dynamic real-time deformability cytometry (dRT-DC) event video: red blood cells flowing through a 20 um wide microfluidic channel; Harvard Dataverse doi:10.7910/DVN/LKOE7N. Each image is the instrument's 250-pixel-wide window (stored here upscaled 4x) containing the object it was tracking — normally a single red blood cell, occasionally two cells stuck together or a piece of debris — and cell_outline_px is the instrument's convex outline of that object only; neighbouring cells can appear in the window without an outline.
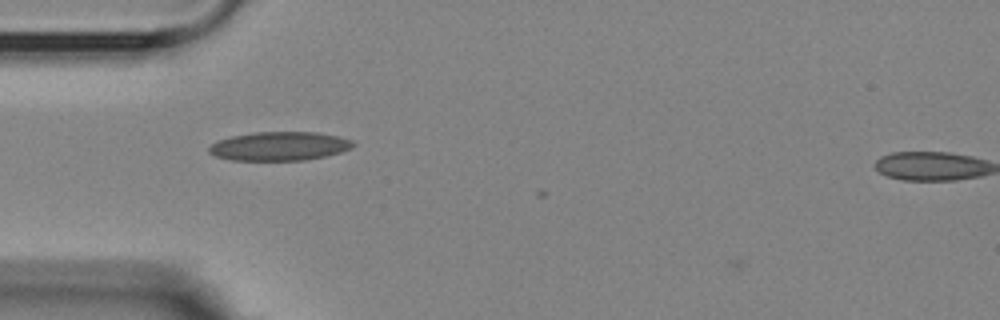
{"species": "Egyptian fruit bat (a non-hibernating species)", "species_latin": "Rousettus aegyptiacus", "temperature_condition": "room temperature", "stored_images_in_passage": 3, "camera_frame_rate_fps": 3000, "um_per_image_px": 0.085, "animal": {"sex": "female"}, "frame": {"image": 1, "passage_image": 2, "time_ms": 0.333, "image_size_px": [1000, 320], "cell_outline_px": [[356, 144], [352, 148], [340, 152], [324, 156], [304, 160], [232, 160], [216, 156], [208, 152], [208, 148], [216, 140], [232, 136], [252, 132], [320, 132], [352, 140]], "centroid_in_image_um": [23.74, 12.41], "position_along_channel_um": 61.3, "area_um2": 24.22}}